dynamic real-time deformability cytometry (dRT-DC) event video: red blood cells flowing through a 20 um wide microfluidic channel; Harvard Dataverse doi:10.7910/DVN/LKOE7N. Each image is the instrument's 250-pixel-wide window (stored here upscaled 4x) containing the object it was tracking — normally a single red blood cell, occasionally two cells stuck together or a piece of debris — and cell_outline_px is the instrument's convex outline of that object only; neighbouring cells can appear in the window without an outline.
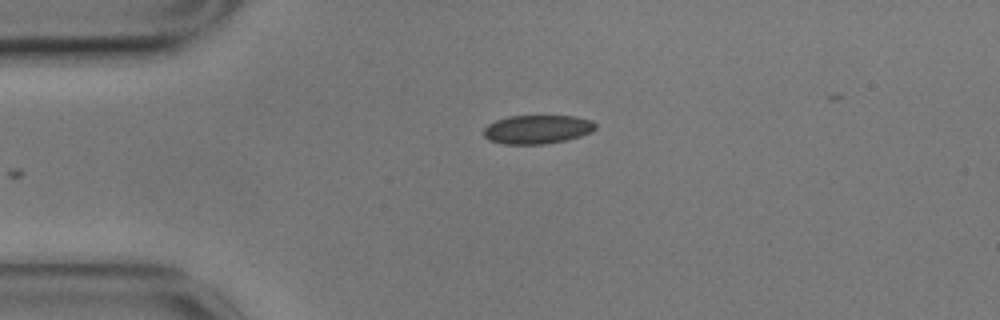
{"species": "common noctule bat (a hibernating species)", "species_latin": "Nyctalus noctula", "temperature_condition": "cold", "stored_images_in_passage": 34, "camera_frame_rate_fps": 3000, "um_per_image_px": 0.085, "animal": {"sex": "male", "body_mass_g": 17.9}, "frame": {"image": 1, "passage_image": 1, "time_ms": 0.0, "image_size_px": [1000, 320], "cell_outline_px": [[596, 128], [592, 132], [580, 136], [564, 140], [544, 144], [504, 144], [488, 140], [484, 136], [484, 128], [488, 124], [496, 120], [508, 116], [576, 116], [592, 120], [596, 124]], "centroid_in_image_um": [45.67, 10.99], "position_along_channel_um": 39.3, "area_um2": 18.79}}
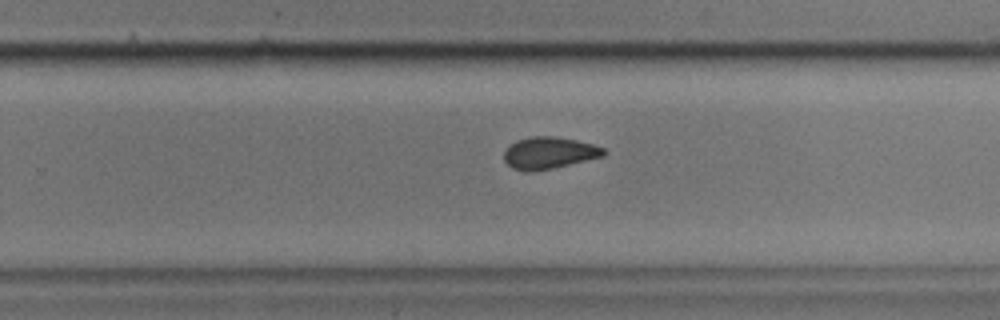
{"frame": {"image": 2, "passage_image": 24, "time_ms": 7.667, "image_size_px": [1000, 320], "cell_outline_px": [[608, 152], [604, 156], [552, 168], [532, 172], [524, 172], [512, 168], [504, 160], [504, 152], [516, 140], [532, 136], [556, 136], [576, 140], [592, 144], [604, 148]], "centroid_in_image_um": [46.67, 13.0], "position_along_channel_um": 283.1, "area_um2": 18.5}}
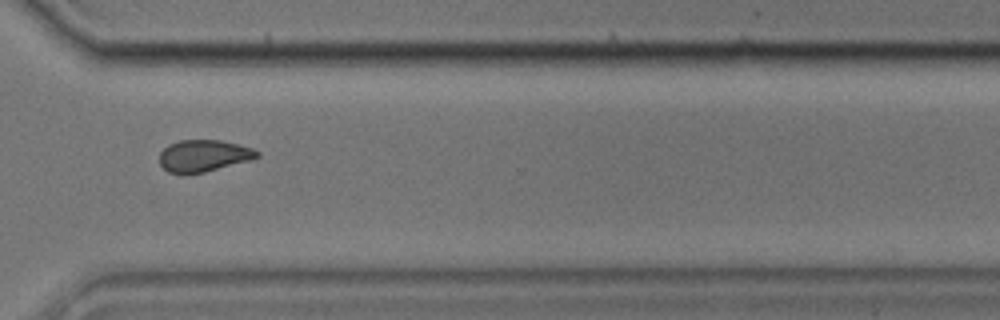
{"frame": {"image": 3, "passage_image": 30, "time_ms": 9.667, "image_size_px": [1000, 320], "cell_outline_px": [[260, 156], [248, 160], [204, 172], [168, 172], [160, 164], [160, 152], [168, 144], [180, 140], [220, 140], [252, 148], [260, 152]], "centroid_in_image_um": [17.3, 13.21], "position_along_channel_um": 353.3, "area_um2": 17.63}, "authors_computed_cell_mechanics": {"area_um2": 18.6694, "velocity_mm_per_s": 3.5002, "shape_relaxation_time_tau1_ms": null, "shape_relaxation_time_tau2_ms": 2.4583, "deformation_change_tau1": null, "deformation_change_tau2": 0.0743}}